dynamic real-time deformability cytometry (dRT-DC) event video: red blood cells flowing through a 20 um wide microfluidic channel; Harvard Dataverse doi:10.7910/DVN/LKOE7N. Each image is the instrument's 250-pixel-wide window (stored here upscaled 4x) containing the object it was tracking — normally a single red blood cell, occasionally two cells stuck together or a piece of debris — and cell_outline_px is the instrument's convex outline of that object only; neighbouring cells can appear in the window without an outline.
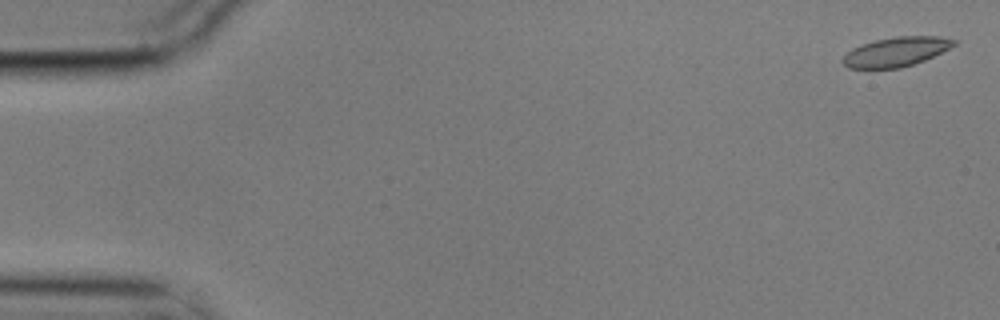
{"species": "common noctule bat (a hibernating species)", "species_latin": "Nyctalus noctula", "temperature_condition": "cold", "stored_images_in_passage": 5, "camera_frame_rate_fps": 3000, "um_per_image_px": 0.085, "animal": {"sex": "male", "body_mass_g": 17.9}, "frame": {"image": 1, "passage_image": 1, "time_ms": 0.0, "image_size_px": [1000, 320], "cell_outline_px": [[956, 44], [924, 60], [900, 68], [848, 68], [840, 60], [852, 48], [860, 44], [876, 40], [896, 36], [940, 36], [956, 40]], "centroid_in_image_um": [76.13, 4.39], "position_along_channel_um": 8.9, "area_um2": 18.84}}
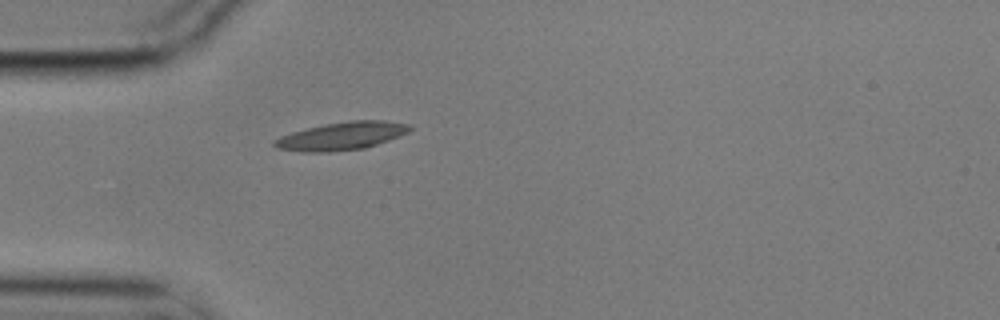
{"frame": {"image": 2, "passage_image": 5, "time_ms": 1.333, "image_size_px": [1000, 320], "cell_outline_px": [[412, 128], [408, 132], [400, 136], [364, 148], [328, 152], [300, 152], [276, 148], [272, 144], [272, 140], [280, 136], [292, 132], [324, 124], [348, 120], [384, 120], [408, 124]], "centroid_in_image_um": [29.0, 11.56], "position_along_channel_um": 56.0, "area_um2": 22.08}}